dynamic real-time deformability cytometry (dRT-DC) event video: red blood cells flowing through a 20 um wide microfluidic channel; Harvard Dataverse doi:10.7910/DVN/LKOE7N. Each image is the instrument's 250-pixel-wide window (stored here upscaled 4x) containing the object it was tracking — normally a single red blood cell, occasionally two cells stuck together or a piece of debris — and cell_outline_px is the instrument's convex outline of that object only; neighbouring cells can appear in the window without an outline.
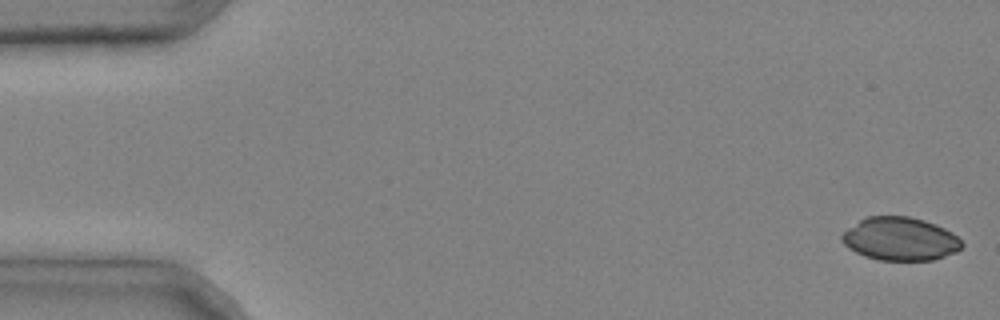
{"species": "common noctule bat (a hibernating species)", "species_latin": "Nyctalus noctula", "temperature_condition": "cold", "stored_images_in_passage": 4, "camera_frame_rate_fps": 3000, "um_per_image_px": 0.085, "animal": {"sex": "male", "body_mass_g": 20.4}, "frame": {"image": 1, "passage_image": 1, "time_ms": 0.0, "image_size_px": [1000, 320], "cell_outline_px": [[964, 244], [956, 252], [932, 260], [880, 260], [864, 256], [848, 248], [840, 240], [840, 236], [848, 228], [864, 216], [908, 216], [924, 220], [936, 224], [952, 232]], "centroid_in_image_um": [76.49, 20.3], "position_along_channel_um": 8.5, "area_um2": 30.29}}